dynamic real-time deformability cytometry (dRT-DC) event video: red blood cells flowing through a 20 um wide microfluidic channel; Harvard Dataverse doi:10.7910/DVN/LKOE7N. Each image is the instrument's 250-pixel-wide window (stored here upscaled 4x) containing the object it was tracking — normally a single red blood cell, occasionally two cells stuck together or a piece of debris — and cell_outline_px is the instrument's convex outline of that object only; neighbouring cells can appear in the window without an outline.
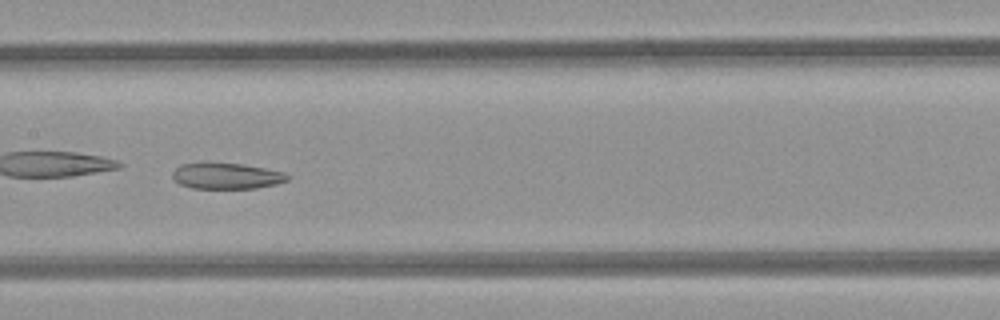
{"species": "common noctule bat (a hibernating species)", "species_latin": "Nyctalus noctula", "temperature_condition": "room temperature", "stored_images_in_passage": 50, "camera_frame_rate_fps": 3000, "um_per_image_px": 0.085, "animal": {"sex": "female", "body_mass_g": 21.9}, "frame": {"image": 1, "passage_image": 26, "time_ms": 8.333, "image_size_px": [1000, 320], "cell_outline_px": [[292, 176], [288, 180], [276, 184], [256, 188], [192, 188], [180, 184], [172, 180], [172, 172], [180, 164], [244, 164], [284, 172]], "centroid_in_image_um": [19.28, 14.97], "position_along_channel_um": 188.1, "area_um2": 17.22}}
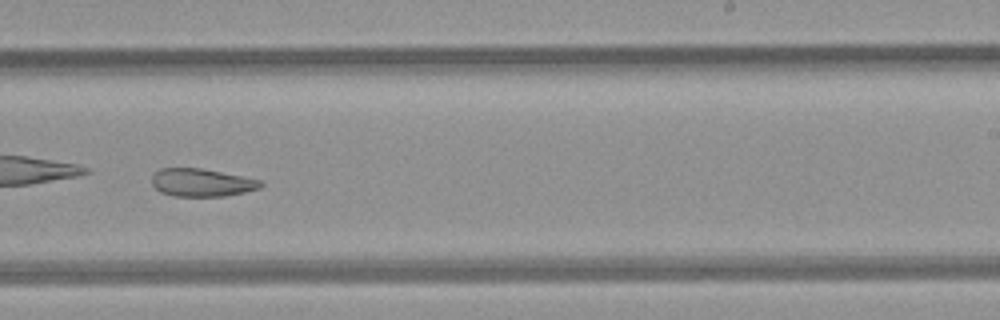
{"frame": {"image": 2, "passage_image": 32, "time_ms": 10.333, "image_size_px": [1000, 320], "cell_outline_px": [[264, 184], [260, 188], [244, 192], [224, 196], [172, 196], [160, 192], [152, 184], [152, 176], [160, 168], [200, 168], [264, 180]], "centroid_in_image_um": [17.17, 15.52], "position_along_channel_um": 271.8, "area_um2": 17.74}}
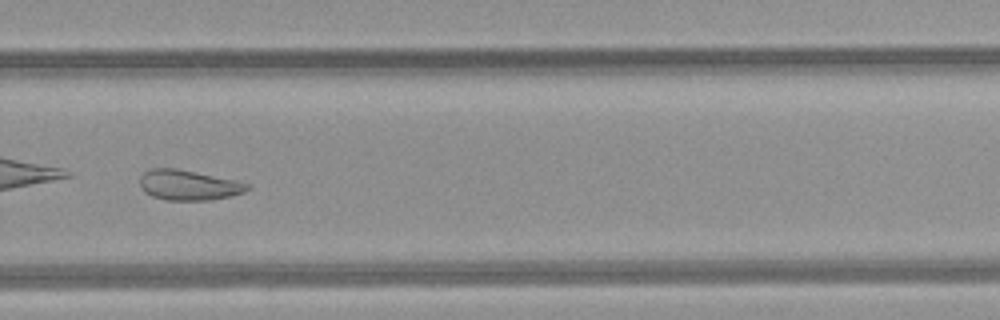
{"frame": {"image": 3, "passage_image": 35, "time_ms": 11.333, "image_size_px": [1000, 320], "cell_outline_px": [[252, 188], [244, 192], [232, 196], [208, 200], [168, 200], [152, 196], [144, 192], [140, 188], [140, 176], [144, 172], [152, 168], [176, 168], [196, 172], [232, 180], [248, 184]], "centroid_in_image_um": [15.99, 15.74], "position_along_channel_um": 313.8, "area_um2": 18.79}, "authors_computed_cell_mechanics": {"area_um2": 28.7555, "velocity_mm_per_s": 4.2044, "shape_relaxation_time_tau1_ms": null, "shape_relaxation_time_tau2_ms": 8.2368, "deformation_change_tau1": null, "deformation_change_tau2": 0.1708}}